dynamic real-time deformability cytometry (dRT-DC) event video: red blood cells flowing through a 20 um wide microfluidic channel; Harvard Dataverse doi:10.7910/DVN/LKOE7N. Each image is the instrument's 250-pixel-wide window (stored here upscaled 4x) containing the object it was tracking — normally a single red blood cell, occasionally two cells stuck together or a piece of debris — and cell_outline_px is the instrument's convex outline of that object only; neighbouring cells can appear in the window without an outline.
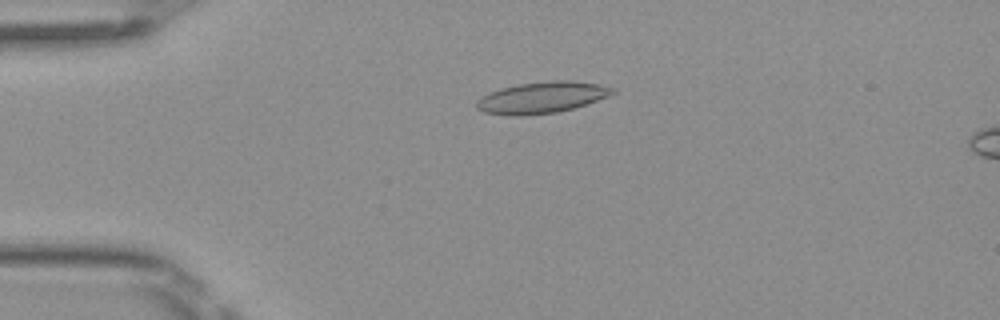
{"species": "Egyptian fruit bat (a non-hibernating species)", "species_latin": "Rousettus aegyptiacus", "temperature_condition": "room temperature", "stored_images_in_passage": 6, "camera_frame_rate_fps": 3000, "um_per_image_px": 0.085, "frame": {"image": 1, "passage_image": 4, "time_ms": 1.0, "image_size_px": [1000, 320], "cell_outline_px": [[616, 92], [608, 96], [572, 108], [556, 112], [520, 116], [512, 116], [484, 112], [476, 108], [476, 100], [488, 92], [500, 88], [516, 84], [548, 80], [572, 80], [600, 84], [616, 88]], "centroid_in_image_um": [46.03, 8.27], "position_along_channel_um": 39.0, "area_um2": 25.03}}